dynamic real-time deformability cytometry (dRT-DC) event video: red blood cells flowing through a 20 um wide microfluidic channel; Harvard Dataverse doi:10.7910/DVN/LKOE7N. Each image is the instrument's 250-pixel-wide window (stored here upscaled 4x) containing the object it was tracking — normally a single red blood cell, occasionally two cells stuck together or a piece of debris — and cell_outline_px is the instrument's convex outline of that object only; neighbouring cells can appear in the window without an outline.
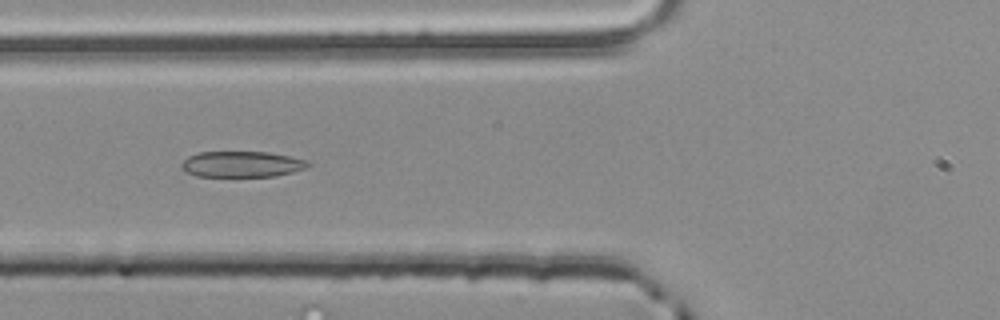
{"species": "common noctule bat (a hibernating species)", "species_latin": "Nyctalus noctula", "temperature_condition": "room temperature", "stored_images_in_passage": 53, "camera_frame_rate_fps": 3000, "um_per_image_px": 0.085, "animal": {"sex": "male", "body_mass_g": 20.4}, "frame": {"image": 1, "passage_image": 20, "time_ms": 6.333, "image_size_px": [1000, 320], "cell_outline_px": [[312, 164], [308, 168], [276, 176], [196, 176], [180, 168], [180, 164], [188, 156], [196, 152], [268, 152], [288, 156], [304, 160]], "centroid_in_image_um": [20.54, 13.95], "position_along_channel_um": 105.3, "area_um2": 19.07}}
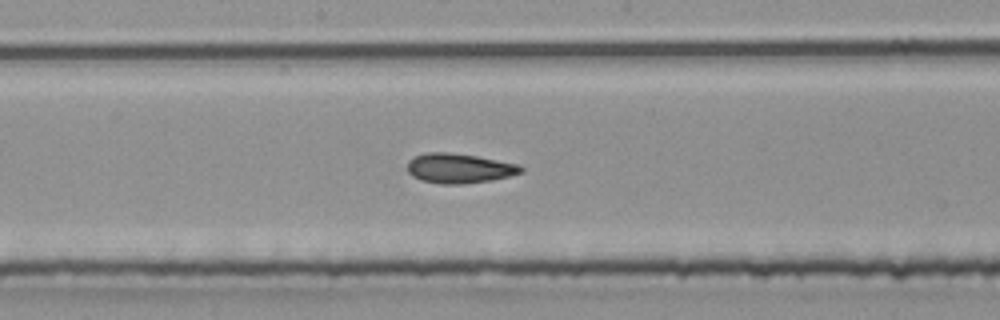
{"frame": {"image": 2, "passage_image": 28, "time_ms": 9.0, "image_size_px": [1000, 320], "cell_outline_px": [[524, 172], [492, 180], [460, 184], [440, 184], [420, 180], [412, 176], [408, 172], [408, 160], [424, 152], [448, 152], [476, 156], [516, 164], [524, 168]], "centroid_in_image_um": [39.0, 14.31], "position_along_channel_um": 209.2, "area_um2": 19.59}}
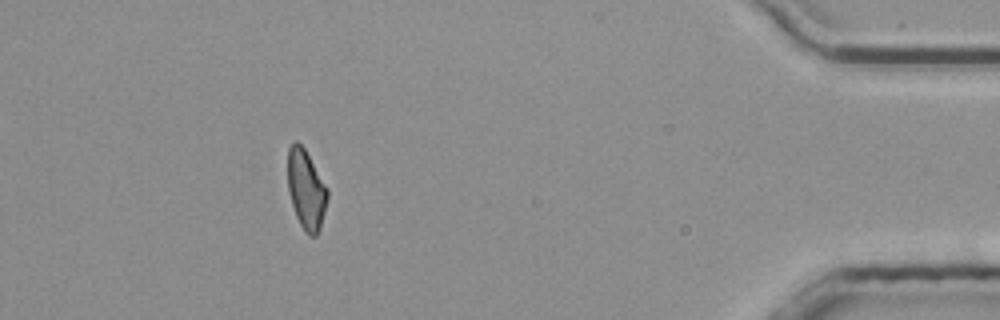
{"frame": {"image": 3, "passage_image": 48, "time_ms": 15.667, "image_size_px": [1000, 320], "cell_outline_px": [[328, 196], [320, 228], [316, 236], [308, 236], [304, 232], [296, 216], [292, 204], [288, 188], [288, 148], [296, 140], [304, 148], [328, 188]], "centroid_in_image_um": [26.02, 16.13], "position_along_channel_um": 409.2, "area_um2": 18.26}, "authors_computed_cell_mechanics": {"area_um2": 19.4208, "velocity_mm_per_s": 3.8805, "shape_relaxation_time_tau1_ms": 4.9335, "shape_relaxation_time_tau2_ms": 1.5068, "deformation_change_tau1": 0.1287, "deformation_change_tau2": 0.0895}}